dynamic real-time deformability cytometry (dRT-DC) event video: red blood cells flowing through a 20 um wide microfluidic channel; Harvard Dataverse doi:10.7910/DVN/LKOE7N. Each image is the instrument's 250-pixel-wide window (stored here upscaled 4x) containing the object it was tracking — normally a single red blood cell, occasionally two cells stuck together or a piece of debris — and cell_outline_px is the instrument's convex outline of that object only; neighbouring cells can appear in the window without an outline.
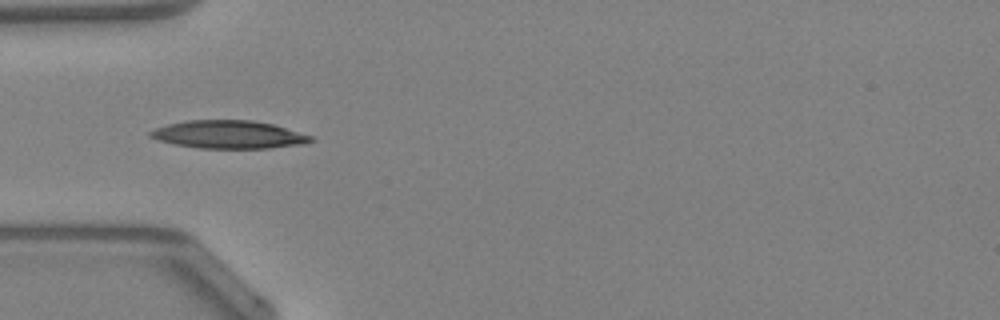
{"species": "Egyptian fruit bat (a non-hibernating species)", "species_latin": "Rousettus aegyptiacus", "temperature_condition": "warm", "stored_images_in_passage": 14, "camera_frame_rate_fps": 3000, "um_per_image_px": 0.085, "animal": {"sex": "female"}, "frame": {"image": 1, "passage_image": 3, "time_ms": 0.667, "image_size_px": [1000, 320], "cell_outline_px": [[316, 140], [300, 144], [268, 148], [200, 148], [176, 144], [160, 140], [148, 136], [148, 132], [156, 128], [168, 124], [188, 120], [252, 120], [272, 124], [312, 136]], "centroid_in_image_um": [19.43, 11.43], "position_along_channel_um": 65.6, "area_um2": 25.84}}